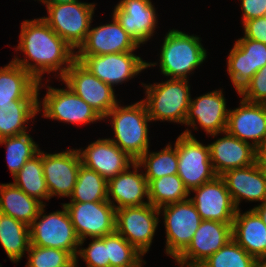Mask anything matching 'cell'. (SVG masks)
<instances>
[{
    "label": "cell",
    "mask_w": 266,
    "mask_h": 267,
    "mask_svg": "<svg viewBox=\"0 0 266 267\" xmlns=\"http://www.w3.org/2000/svg\"><path fill=\"white\" fill-rule=\"evenodd\" d=\"M159 216L158 208L150 203L116 209L115 231L145 255L151 248Z\"/></svg>",
    "instance_id": "obj_11"
},
{
    "label": "cell",
    "mask_w": 266,
    "mask_h": 267,
    "mask_svg": "<svg viewBox=\"0 0 266 267\" xmlns=\"http://www.w3.org/2000/svg\"><path fill=\"white\" fill-rule=\"evenodd\" d=\"M146 264V262L144 261V259H142L136 266L134 267H144V265Z\"/></svg>",
    "instance_id": "obj_48"
},
{
    "label": "cell",
    "mask_w": 266,
    "mask_h": 267,
    "mask_svg": "<svg viewBox=\"0 0 266 267\" xmlns=\"http://www.w3.org/2000/svg\"><path fill=\"white\" fill-rule=\"evenodd\" d=\"M256 162L266 170V137L256 148Z\"/></svg>",
    "instance_id": "obj_43"
},
{
    "label": "cell",
    "mask_w": 266,
    "mask_h": 267,
    "mask_svg": "<svg viewBox=\"0 0 266 267\" xmlns=\"http://www.w3.org/2000/svg\"><path fill=\"white\" fill-rule=\"evenodd\" d=\"M223 89L213 90L196 98H191L188 113L184 122L191 129L200 128L215 138L226 130L228 111Z\"/></svg>",
    "instance_id": "obj_15"
},
{
    "label": "cell",
    "mask_w": 266,
    "mask_h": 267,
    "mask_svg": "<svg viewBox=\"0 0 266 267\" xmlns=\"http://www.w3.org/2000/svg\"><path fill=\"white\" fill-rule=\"evenodd\" d=\"M178 176L190 192L218 175L210 160V149L195 138L187 128L176 139Z\"/></svg>",
    "instance_id": "obj_7"
},
{
    "label": "cell",
    "mask_w": 266,
    "mask_h": 267,
    "mask_svg": "<svg viewBox=\"0 0 266 267\" xmlns=\"http://www.w3.org/2000/svg\"><path fill=\"white\" fill-rule=\"evenodd\" d=\"M238 95L248 102L266 104V65L250 79Z\"/></svg>",
    "instance_id": "obj_40"
},
{
    "label": "cell",
    "mask_w": 266,
    "mask_h": 267,
    "mask_svg": "<svg viewBox=\"0 0 266 267\" xmlns=\"http://www.w3.org/2000/svg\"><path fill=\"white\" fill-rule=\"evenodd\" d=\"M63 204L80 240V246L87 237L102 238L115 232L116 209L109 201Z\"/></svg>",
    "instance_id": "obj_10"
},
{
    "label": "cell",
    "mask_w": 266,
    "mask_h": 267,
    "mask_svg": "<svg viewBox=\"0 0 266 267\" xmlns=\"http://www.w3.org/2000/svg\"><path fill=\"white\" fill-rule=\"evenodd\" d=\"M105 119L114 132V138L109 139L133 160L137 161L150 148L148 123L151 119L143 100L126 106L118 103L103 121Z\"/></svg>",
    "instance_id": "obj_3"
},
{
    "label": "cell",
    "mask_w": 266,
    "mask_h": 267,
    "mask_svg": "<svg viewBox=\"0 0 266 267\" xmlns=\"http://www.w3.org/2000/svg\"><path fill=\"white\" fill-rule=\"evenodd\" d=\"M149 202L156 208L182 202L190 196L178 174L163 176L148 183Z\"/></svg>",
    "instance_id": "obj_33"
},
{
    "label": "cell",
    "mask_w": 266,
    "mask_h": 267,
    "mask_svg": "<svg viewBox=\"0 0 266 267\" xmlns=\"http://www.w3.org/2000/svg\"><path fill=\"white\" fill-rule=\"evenodd\" d=\"M87 248L79 246L76 260L79 257L86 263V267H110L107 253V235L102 238H92Z\"/></svg>",
    "instance_id": "obj_39"
},
{
    "label": "cell",
    "mask_w": 266,
    "mask_h": 267,
    "mask_svg": "<svg viewBox=\"0 0 266 267\" xmlns=\"http://www.w3.org/2000/svg\"><path fill=\"white\" fill-rule=\"evenodd\" d=\"M78 261L74 258L67 266L65 267H78Z\"/></svg>",
    "instance_id": "obj_46"
},
{
    "label": "cell",
    "mask_w": 266,
    "mask_h": 267,
    "mask_svg": "<svg viewBox=\"0 0 266 267\" xmlns=\"http://www.w3.org/2000/svg\"><path fill=\"white\" fill-rule=\"evenodd\" d=\"M77 149L67 148L58 153L42 151V167L50 198L70 197L81 166Z\"/></svg>",
    "instance_id": "obj_14"
},
{
    "label": "cell",
    "mask_w": 266,
    "mask_h": 267,
    "mask_svg": "<svg viewBox=\"0 0 266 267\" xmlns=\"http://www.w3.org/2000/svg\"><path fill=\"white\" fill-rule=\"evenodd\" d=\"M220 177L224 180L237 210L240 209L242 200L260 204L266 201V170L257 162L244 168L227 170Z\"/></svg>",
    "instance_id": "obj_23"
},
{
    "label": "cell",
    "mask_w": 266,
    "mask_h": 267,
    "mask_svg": "<svg viewBox=\"0 0 266 267\" xmlns=\"http://www.w3.org/2000/svg\"><path fill=\"white\" fill-rule=\"evenodd\" d=\"M154 6L151 0H120L111 15L140 47L153 37L158 26Z\"/></svg>",
    "instance_id": "obj_16"
},
{
    "label": "cell",
    "mask_w": 266,
    "mask_h": 267,
    "mask_svg": "<svg viewBox=\"0 0 266 267\" xmlns=\"http://www.w3.org/2000/svg\"><path fill=\"white\" fill-rule=\"evenodd\" d=\"M189 200L196 207L202 220L233 223L237 208L226 187L224 180L217 176L189 192Z\"/></svg>",
    "instance_id": "obj_18"
},
{
    "label": "cell",
    "mask_w": 266,
    "mask_h": 267,
    "mask_svg": "<svg viewBox=\"0 0 266 267\" xmlns=\"http://www.w3.org/2000/svg\"><path fill=\"white\" fill-rule=\"evenodd\" d=\"M45 213L44 204L30 227V245L68 251L76 258L80 240L75 232L67 209Z\"/></svg>",
    "instance_id": "obj_6"
},
{
    "label": "cell",
    "mask_w": 266,
    "mask_h": 267,
    "mask_svg": "<svg viewBox=\"0 0 266 267\" xmlns=\"http://www.w3.org/2000/svg\"><path fill=\"white\" fill-rule=\"evenodd\" d=\"M107 185L106 179L81 164L70 202L107 201Z\"/></svg>",
    "instance_id": "obj_34"
},
{
    "label": "cell",
    "mask_w": 266,
    "mask_h": 267,
    "mask_svg": "<svg viewBox=\"0 0 266 267\" xmlns=\"http://www.w3.org/2000/svg\"><path fill=\"white\" fill-rule=\"evenodd\" d=\"M44 204L12 182L0 184V212L30 226Z\"/></svg>",
    "instance_id": "obj_28"
},
{
    "label": "cell",
    "mask_w": 266,
    "mask_h": 267,
    "mask_svg": "<svg viewBox=\"0 0 266 267\" xmlns=\"http://www.w3.org/2000/svg\"><path fill=\"white\" fill-rule=\"evenodd\" d=\"M12 182L16 187L20 188L27 195L38 199L43 204V200L49 201L50 195L46 185L42 167V150L28 160L20 171L13 177Z\"/></svg>",
    "instance_id": "obj_31"
},
{
    "label": "cell",
    "mask_w": 266,
    "mask_h": 267,
    "mask_svg": "<svg viewBox=\"0 0 266 267\" xmlns=\"http://www.w3.org/2000/svg\"><path fill=\"white\" fill-rule=\"evenodd\" d=\"M40 1L42 4H62V3H70L79 0H37Z\"/></svg>",
    "instance_id": "obj_45"
},
{
    "label": "cell",
    "mask_w": 266,
    "mask_h": 267,
    "mask_svg": "<svg viewBox=\"0 0 266 267\" xmlns=\"http://www.w3.org/2000/svg\"><path fill=\"white\" fill-rule=\"evenodd\" d=\"M158 211L163 216L166 231L165 253L175 260L190 244L202 221L201 216L189 199L167 204Z\"/></svg>",
    "instance_id": "obj_9"
},
{
    "label": "cell",
    "mask_w": 266,
    "mask_h": 267,
    "mask_svg": "<svg viewBox=\"0 0 266 267\" xmlns=\"http://www.w3.org/2000/svg\"><path fill=\"white\" fill-rule=\"evenodd\" d=\"M0 145L6 147V161L14 177L23 165L39 153L40 147L28 132L16 136L3 137Z\"/></svg>",
    "instance_id": "obj_35"
},
{
    "label": "cell",
    "mask_w": 266,
    "mask_h": 267,
    "mask_svg": "<svg viewBox=\"0 0 266 267\" xmlns=\"http://www.w3.org/2000/svg\"><path fill=\"white\" fill-rule=\"evenodd\" d=\"M76 60L113 88L128 82L147 69V61L134 52L76 56Z\"/></svg>",
    "instance_id": "obj_13"
},
{
    "label": "cell",
    "mask_w": 266,
    "mask_h": 267,
    "mask_svg": "<svg viewBox=\"0 0 266 267\" xmlns=\"http://www.w3.org/2000/svg\"><path fill=\"white\" fill-rule=\"evenodd\" d=\"M97 27H91L76 56H92L112 53L134 52L139 46L130 38L116 18Z\"/></svg>",
    "instance_id": "obj_22"
},
{
    "label": "cell",
    "mask_w": 266,
    "mask_h": 267,
    "mask_svg": "<svg viewBox=\"0 0 266 267\" xmlns=\"http://www.w3.org/2000/svg\"><path fill=\"white\" fill-rule=\"evenodd\" d=\"M172 146L170 143L161 151L150 152L148 149L136 163L143 168V174L147 182L163 176L177 174L178 157L176 141Z\"/></svg>",
    "instance_id": "obj_32"
},
{
    "label": "cell",
    "mask_w": 266,
    "mask_h": 267,
    "mask_svg": "<svg viewBox=\"0 0 266 267\" xmlns=\"http://www.w3.org/2000/svg\"><path fill=\"white\" fill-rule=\"evenodd\" d=\"M244 37L266 44V16L243 23Z\"/></svg>",
    "instance_id": "obj_41"
},
{
    "label": "cell",
    "mask_w": 266,
    "mask_h": 267,
    "mask_svg": "<svg viewBox=\"0 0 266 267\" xmlns=\"http://www.w3.org/2000/svg\"><path fill=\"white\" fill-rule=\"evenodd\" d=\"M232 239L258 262H266V225L253 209L243 213L237 210L232 223Z\"/></svg>",
    "instance_id": "obj_26"
},
{
    "label": "cell",
    "mask_w": 266,
    "mask_h": 267,
    "mask_svg": "<svg viewBox=\"0 0 266 267\" xmlns=\"http://www.w3.org/2000/svg\"><path fill=\"white\" fill-rule=\"evenodd\" d=\"M44 85L11 60L0 67V105L15 100H38L40 88Z\"/></svg>",
    "instance_id": "obj_27"
},
{
    "label": "cell",
    "mask_w": 266,
    "mask_h": 267,
    "mask_svg": "<svg viewBox=\"0 0 266 267\" xmlns=\"http://www.w3.org/2000/svg\"><path fill=\"white\" fill-rule=\"evenodd\" d=\"M45 89L47 91L41 101L38 97V113L42 111V117L74 125H87L103 120L90 105L68 86L66 88H54L47 85Z\"/></svg>",
    "instance_id": "obj_8"
},
{
    "label": "cell",
    "mask_w": 266,
    "mask_h": 267,
    "mask_svg": "<svg viewBox=\"0 0 266 267\" xmlns=\"http://www.w3.org/2000/svg\"><path fill=\"white\" fill-rule=\"evenodd\" d=\"M257 205L258 206H254L252 209L260 216L261 220L266 225V201Z\"/></svg>",
    "instance_id": "obj_44"
},
{
    "label": "cell",
    "mask_w": 266,
    "mask_h": 267,
    "mask_svg": "<svg viewBox=\"0 0 266 267\" xmlns=\"http://www.w3.org/2000/svg\"><path fill=\"white\" fill-rule=\"evenodd\" d=\"M255 267H266V262H259Z\"/></svg>",
    "instance_id": "obj_49"
},
{
    "label": "cell",
    "mask_w": 266,
    "mask_h": 267,
    "mask_svg": "<svg viewBox=\"0 0 266 267\" xmlns=\"http://www.w3.org/2000/svg\"><path fill=\"white\" fill-rule=\"evenodd\" d=\"M110 267H134L144 255L116 231L107 235Z\"/></svg>",
    "instance_id": "obj_37"
},
{
    "label": "cell",
    "mask_w": 266,
    "mask_h": 267,
    "mask_svg": "<svg viewBox=\"0 0 266 267\" xmlns=\"http://www.w3.org/2000/svg\"><path fill=\"white\" fill-rule=\"evenodd\" d=\"M82 165L96 171L109 181L131 167L136 161L109 138H98L85 149H77Z\"/></svg>",
    "instance_id": "obj_20"
},
{
    "label": "cell",
    "mask_w": 266,
    "mask_h": 267,
    "mask_svg": "<svg viewBox=\"0 0 266 267\" xmlns=\"http://www.w3.org/2000/svg\"><path fill=\"white\" fill-rule=\"evenodd\" d=\"M25 267H65L74 257L65 250L30 245Z\"/></svg>",
    "instance_id": "obj_38"
},
{
    "label": "cell",
    "mask_w": 266,
    "mask_h": 267,
    "mask_svg": "<svg viewBox=\"0 0 266 267\" xmlns=\"http://www.w3.org/2000/svg\"><path fill=\"white\" fill-rule=\"evenodd\" d=\"M0 244L11 262L17 264L29 250L30 227L0 212Z\"/></svg>",
    "instance_id": "obj_30"
},
{
    "label": "cell",
    "mask_w": 266,
    "mask_h": 267,
    "mask_svg": "<svg viewBox=\"0 0 266 267\" xmlns=\"http://www.w3.org/2000/svg\"><path fill=\"white\" fill-rule=\"evenodd\" d=\"M177 265H179V267H202L200 265H185V264H180V263H177Z\"/></svg>",
    "instance_id": "obj_47"
},
{
    "label": "cell",
    "mask_w": 266,
    "mask_h": 267,
    "mask_svg": "<svg viewBox=\"0 0 266 267\" xmlns=\"http://www.w3.org/2000/svg\"><path fill=\"white\" fill-rule=\"evenodd\" d=\"M232 239V223L202 220L188 247L174 260L200 265Z\"/></svg>",
    "instance_id": "obj_19"
},
{
    "label": "cell",
    "mask_w": 266,
    "mask_h": 267,
    "mask_svg": "<svg viewBox=\"0 0 266 267\" xmlns=\"http://www.w3.org/2000/svg\"><path fill=\"white\" fill-rule=\"evenodd\" d=\"M266 65V44L238 38L227 57V73L237 94Z\"/></svg>",
    "instance_id": "obj_17"
},
{
    "label": "cell",
    "mask_w": 266,
    "mask_h": 267,
    "mask_svg": "<svg viewBox=\"0 0 266 267\" xmlns=\"http://www.w3.org/2000/svg\"><path fill=\"white\" fill-rule=\"evenodd\" d=\"M225 131L256 149L266 137V104L241 98L239 107L228 111Z\"/></svg>",
    "instance_id": "obj_21"
},
{
    "label": "cell",
    "mask_w": 266,
    "mask_h": 267,
    "mask_svg": "<svg viewBox=\"0 0 266 267\" xmlns=\"http://www.w3.org/2000/svg\"><path fill=\"white\" fill-rule=\"evenodd\" d=\"M96 3L74 1L62 4H43L47 16L41 17L50 28L74 51L84 43L93 22Z\"/></svg>",
    "instance_id": "obj_5"
},
{
    "label": "cell",
    "mask_w": 266,
    "mask_h": 267,
    "mask_svg": "<svg viewBox=\"0 0 266 267\" xmlns=\"http://www.w3.org/2000/svg\"><path fill=\"white\" fill-rule=\"evenodd\" d=\"M243 24L247 20L266 16V0H241Z\"/></svg>",
    "instance_id": "obj_42"
},
{
    "label": "cell",
    "mask_w": 266,
    "mask_h": 267,
    "mask_svg": "<svg viewBox=\"0 0 266 267\" xmlns=\"http://www.w3.org/2000/svg\"><path fill=\"white\" fill-rule=\"evenodd\" d=\"M259 262L233 239L200 264L202 267H255Z\"/></svg>",
    "instance_id": "obj_36"
},
{
    "label": "cell",
    "mask_w": 266,
    "mask_h": 267,
    "mask_svg": "<svg viewBox=\"0 0 266 267\" xmlns=\"http://www.w3.org/2000/svg\"><path fill=\"white\" fill-rule=\"evenodd\" d=\"M208 144L210 160L218 176L230 169L244 168L256 162V149L248 142L228 134Z\"/></svg>",
    "instance_id": "obj_25"
},
{
    "label": "cell",
    "mask_w": 266,
    "mask_h": 267,
    "mask_svg": "<svg viewBox=\"0 0 266 267\" xmlns=\"http://www.w3.org/2000/svg\"><path fill=\"white\" fill-rule=\"evenodd\" d=\"M37 114L38 100H15L0 105V135L9 137L26 133Z\"/></svg>",
    "instance_id": "obj_29"
},
{
    "label": "cell",
    "mask_w": 266,
    "mask_h": 267,
    "mask_svg": "<svg viewBox=\"0 0 266 267\" xmlns=\"http://www.w3.org/2000/svg\"><path fill=\"white\" fill-rule=\"evenodd\" d=\"M188 80L167 78L164 82L149 85L141 82L146 96L142 100L152 122L167 121L184 125L191 101Z\"/></svg>",
    "instance_id": "obj_4"
},
{
    "label": "cell",
    "mask_w": 266,
    "mask_h": 267,
    "mask_svg": "<svg viewBox=\"0 0 266 267\" xmlns=\"http://www.w3.org/2000/svg\"><path fill=\"white\" fill-rule=\"evenodd\" d=\"M15 50L23 52L24 58L20 59L16 55L12 61L28 71L38 82L44 80L43 75L53 72L57 73L55 78L61 79L76 60V51L41 17L21 23Z\"/></svg>",
    "instance_id": "obj_1"
},
{
    "label": "cell",
    "mask_w": 266,
    "mask_h": 267,
    "mask_svg": "<svg viewBox=\"0 0 266 267\" xmlns=\"http://www.w3.org/2000/svg\"><path fill=\"white\" fill-rule=\"evenodd\" d=\"M131 168H133L132 171ZM140 170V166L135 162L127 170L108 181L107 201L115 209L143 206L150 203L148 182L143 171Z\"/></svg>",
    "instance_id": "obj_24"
},
{
    "label": "cell",
    "mask_w": 266,
    "mask_h": 267,
    "mask_svg": "<svg viewBox=\"0 0 266 267\" xmlns=\"http://www.w3.org/2000/svg\"><path fill=\"white\" fill-rule=\"evenodd\" d=\"M60 80L103 119L120 103L115 95V89L89 72L78 60L70 65Z\"/></svg>",
    "instance_id": "obj_12"
},
{
    "label": "cell",
    "mask_w": 266,
    "mask_h": 267,
    "mask_svg": "<svg viewBox=\"0 0 266 267\" xmlns=\"http://www.w3.org/2000/svg\"><path fill=\"white\" fill-rule=\"evenodd\" d=\"M201 37L189 35L178 29H170L161 45L158 62H147V68L160 67L167 78L189 79L194 70L207 58V50L201 43Z\"/></svg>",
    "instance_id": "obj_2"
}]
</instances>
